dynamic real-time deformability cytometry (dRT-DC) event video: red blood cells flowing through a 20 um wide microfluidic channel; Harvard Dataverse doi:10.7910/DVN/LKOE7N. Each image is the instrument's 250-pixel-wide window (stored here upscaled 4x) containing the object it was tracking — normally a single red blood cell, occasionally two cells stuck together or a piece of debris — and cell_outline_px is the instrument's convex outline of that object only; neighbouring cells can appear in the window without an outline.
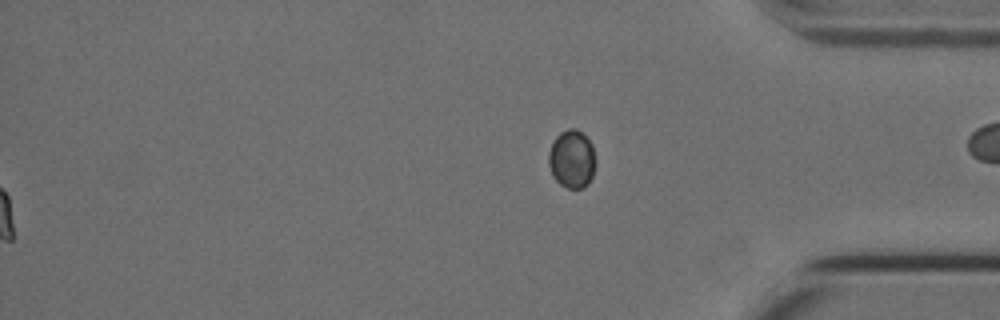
{"species": "Egyptian fruit bat (a non-hibernating species)", "species_latin": "Rousettus aegyptiacus", "temperature_condition": "cold", "stored_images_in_passage": 53, "segment_of_instrument_passage": [2, 2], "camera_frame_rate_fps": 3000, "um_per_image_px": 0.085, "animal": {"sex": "female"}, "frame": {"image": 1, "passage_image": 53, "time_ms": 17.333, "image_size_px": [1000, 320], "cell_outline_px": [[596, 164], [592, 176], [588, 184], [580, 188], [568, 188], [560, 184], [552, 176], [548, 164], [548, 152], [556, 136], [560, 132], [568, 128], [576, 128], [592, 144], [596, 160]], "centroid_in_image_um": [48.6, 13.52], "position_along_channel_um": 386.6, "area_um2": 16.01}}